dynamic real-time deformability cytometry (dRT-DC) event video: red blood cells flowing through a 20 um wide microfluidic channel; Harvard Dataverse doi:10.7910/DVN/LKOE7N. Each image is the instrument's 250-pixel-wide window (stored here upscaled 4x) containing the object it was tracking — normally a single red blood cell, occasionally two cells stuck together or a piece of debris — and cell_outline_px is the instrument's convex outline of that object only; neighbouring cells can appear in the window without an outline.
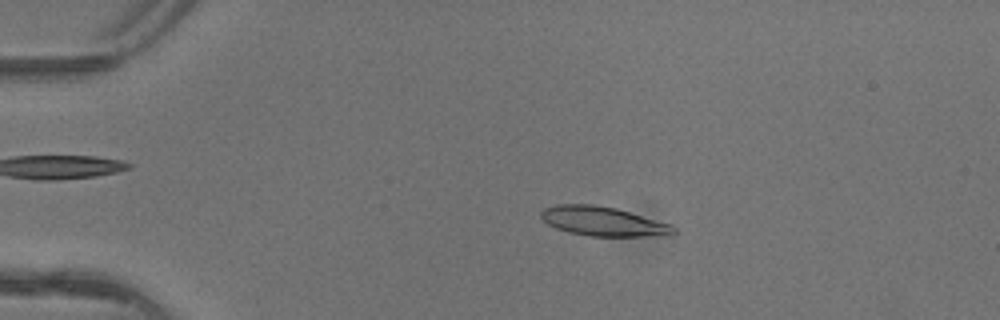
{"species": "common noctule bat (a hibernating species)", "species_latin": "Nyctalus noctula", "temperature_condition": "warm", "stored_images_in_passage": 4, "camera_frame_rate_fps": 3000, "um_per_image_px": 0.085, "animal": {"sex": "female"}, "frame": {"image": 1, "passage_image": 2, "time_ms": 0.333, "image_size_px": [1000, 320], "cell_outline_px": [[676, 232], [672, 236], [588, 236], [568, 232], [556, 228], [548, 224], [540, 216], [540, 212], [544, 208], [556, 204], [592, 204], [616, 208], [672, 224], [676, 228]], "centroid_in_image_um": [51.3, 18.82], "position_along_channel_um": 33.7, "area_um2": 22.89}}
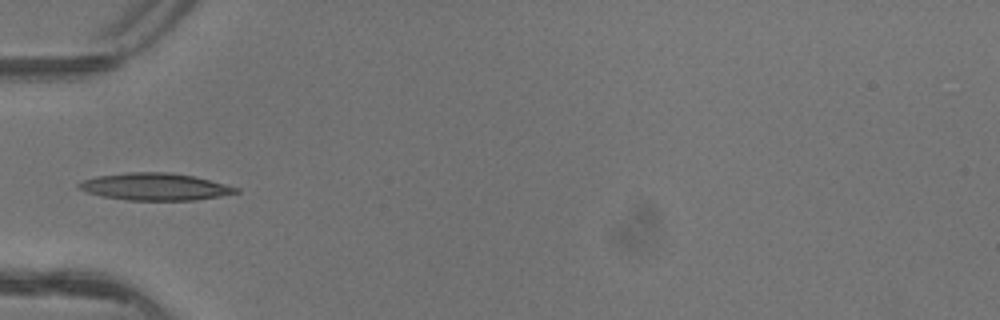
{"frame": {"image": 2, "passage_image": 4, "time_ms": 1.0, "image_size_px": [1000, 320], "cell_outline_px": [[240, 192], [220, 196], [192, 200], [128, 200], [100, 196], [84, 192], [76, 188], [76, 184], [84, 180], [96, 176], [128, 172], [168, 172], [196, 176], [240, 188]], "centroid_in_image_um": [13.14, 15.86], "position_along_channel_um": 71.9, "area_um2": 25.09}}